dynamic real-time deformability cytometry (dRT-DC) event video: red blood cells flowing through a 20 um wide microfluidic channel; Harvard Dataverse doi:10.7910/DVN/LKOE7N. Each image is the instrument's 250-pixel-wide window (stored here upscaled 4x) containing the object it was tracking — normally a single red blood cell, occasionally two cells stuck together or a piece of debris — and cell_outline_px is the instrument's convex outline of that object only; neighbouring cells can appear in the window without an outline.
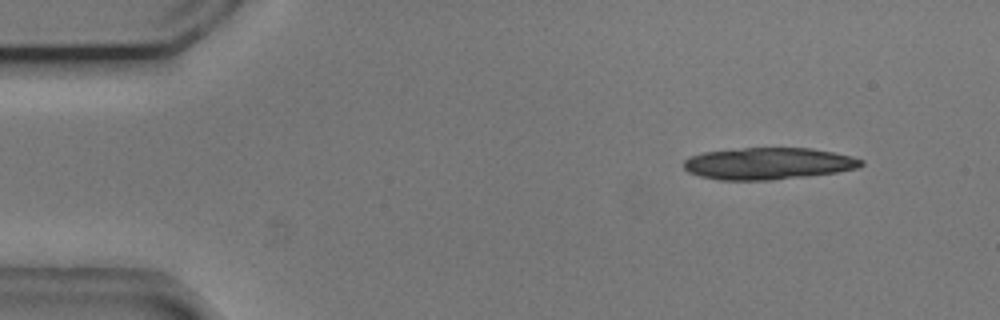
{"species": "common noctule bat (a hibernating species)", "species_latin": "Nyctalus noctula", "temperature_condition": "cold", "stored_images_in_passage": 53, "segment_of_instrument_passage": [1, 2], "camera_frame_rate_fps": 3000, "um_per_image_px": 0.085, "animal": {"sex": "male", "body_mass_g": 20.5, "forearm_length_mm": 52.5}, "frame": {"image": 1, "passage_image": 5, "time_ms": 1.333, "image_size_px": [1000, 320], "cell_outline_px": [[864, 164], [860, 168], [836, 172], [772, 180], [720, 180], [700, 176], [688, 172], [684, 168], [684, 160], [692, 156], [704, 152], [744, 148], [812, 148], [852, 156], [864, 160]], "centroid_in_image_um": [65.33, 13.9], "position_along_channel_um": 19.7, "area_um2": 32.83}}